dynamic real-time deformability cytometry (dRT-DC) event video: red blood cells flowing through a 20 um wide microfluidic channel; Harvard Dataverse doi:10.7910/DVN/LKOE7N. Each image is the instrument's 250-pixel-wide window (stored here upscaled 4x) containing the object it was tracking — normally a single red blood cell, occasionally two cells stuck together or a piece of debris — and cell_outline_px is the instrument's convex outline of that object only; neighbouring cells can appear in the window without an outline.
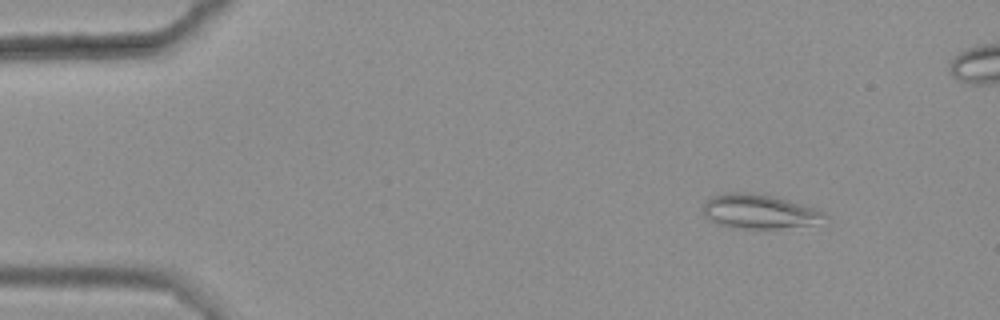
{"species": "common noctule bat (a hibernating species)", "species_latin": "Nyctalus noctula", "temperature_condition": "warm", "stored_images_in_passage": 4, "camera_frame_rate_fps": 3000, "um_per_image_px": 0.085, "animal": {"sex": "female", "body_mass_g": 25.1}, "frame": {"image": 1, "passage_image": 1, "time_ms": 0.0, "image_size_px": [1000, 320], "cell_outline_px": [[828, 216], [812, 224], [780, 228], [744, 228], [716, 224], [708, 220], [704, 216], [704, 204], [712, 196], [732, 192], [752, 192], [772, 196], [788, 200], [816, 208], [824, 212]], "centroid_in_image_um": [64.51, 17.97], "position_along_channel_um": 20.5, "area_um2": 23.99}}